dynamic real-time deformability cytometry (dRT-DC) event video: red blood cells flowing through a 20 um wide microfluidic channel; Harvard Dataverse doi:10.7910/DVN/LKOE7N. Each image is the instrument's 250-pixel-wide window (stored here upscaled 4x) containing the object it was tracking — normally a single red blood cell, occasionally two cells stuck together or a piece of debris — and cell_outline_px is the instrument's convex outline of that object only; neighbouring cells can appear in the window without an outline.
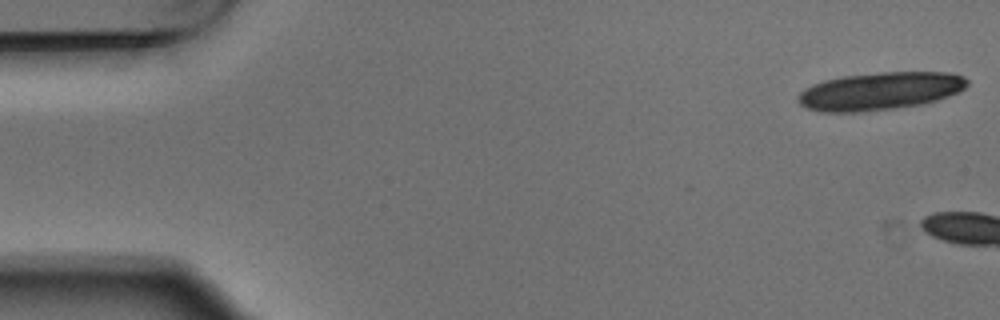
{"species": "Egyptian fruit bat (a non-hibernating species)", "species_latin": "Rousettus aegyptiacus", "temperature_condition": "warm", "stored_images_in_passage": 5, "camera_frame_rate_fps": 3000, "um_per_image_px": 0.085, "animal": {"sex": "male"}, "frame": {"image": 1, "passage_image": 1, "time_ms": 0.0, "image_size_px": [1000, 320], "cell_outline_px": [[968, 84], [964, 88], [956, 92], [936, 100], [920, 104], [892, 108], [856, 112], [820, 112], [804, 108], [796, 100], [796, 96], [804, 88], [812, 84], [824, 80], [844, 76], [880, 72], [948, 72], [964, 76], [968, 80]], "centroid_in_image_um": [74.73, 7.74], "position_along_channel_um": 10.3, "area_um2": 37.17}}